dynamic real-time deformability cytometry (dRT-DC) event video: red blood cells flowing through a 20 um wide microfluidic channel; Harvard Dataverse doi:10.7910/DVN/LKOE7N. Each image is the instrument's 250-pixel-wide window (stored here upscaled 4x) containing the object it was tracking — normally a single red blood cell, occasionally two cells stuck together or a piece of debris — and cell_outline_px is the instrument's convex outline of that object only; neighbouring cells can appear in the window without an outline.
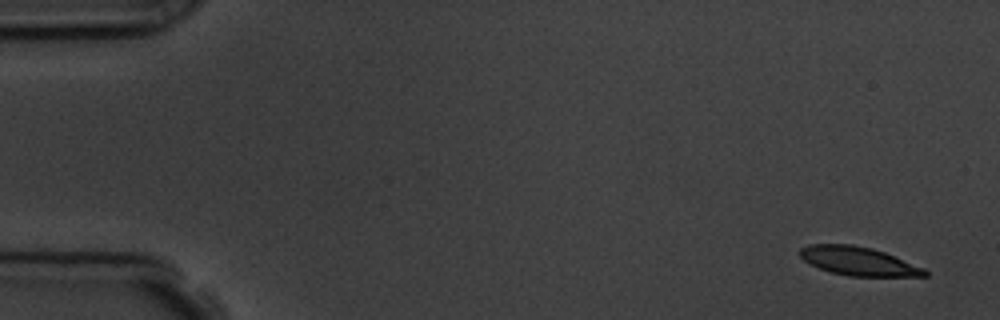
{"species": "common noctule bat (a hibernating species)", "species_latin": "Nyctalus noctula", "temperature_condition": "room temperature", "stored_images_in_passage": 5, "camera_frame_rate_fps": 3000, "um_per_image_px": 0.085, "animal": {"sex": "male", "body_mass_g": 19.5, "forearm_length_mm": 54.6}, "frame": {"image": 1, "passage_image": 1, "time_ms": 0.0, "image_size_px": [1000, 320], "cell_outline_px": [[928, 276], [848, 276], [832, 272], [808, 264], [800, 256], [800, 248], [808, 244], [852, 244], [872, 248], [884, 252], [924, 268], [928, 272]], "centroid_in_image_um": [72.94, 22.19], "position_along_channel_um": 12.1, "area_um2": 20.75}}
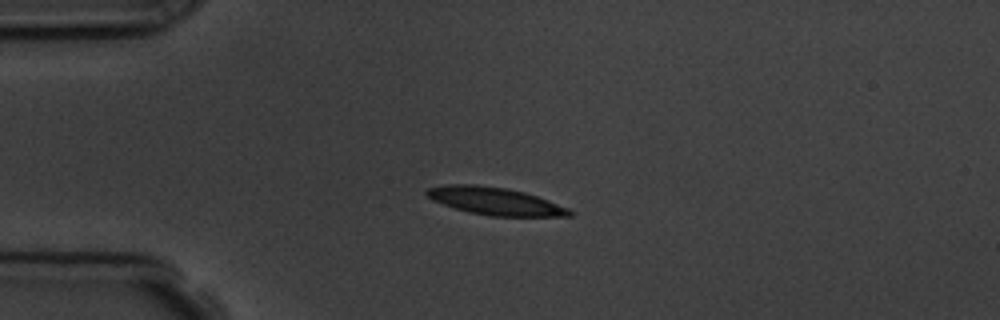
{"frame": {"image": 2, "passage_image": 4, "time_ms": 3.667, "image_size_px": [1000, 320], "cell_outline_px": [[572, 216], [492, 216], [468, 212], [432, 200], [424, 192], [428, 188], [444, 184], [476, 184], [508, 188], [524, 192], [548, 200], [568, 208], [572, 212]], "centroid_in_image_um": [42.06, 17.08], "position_along_channel_um": 42.9, "area_um2": 22.83}}